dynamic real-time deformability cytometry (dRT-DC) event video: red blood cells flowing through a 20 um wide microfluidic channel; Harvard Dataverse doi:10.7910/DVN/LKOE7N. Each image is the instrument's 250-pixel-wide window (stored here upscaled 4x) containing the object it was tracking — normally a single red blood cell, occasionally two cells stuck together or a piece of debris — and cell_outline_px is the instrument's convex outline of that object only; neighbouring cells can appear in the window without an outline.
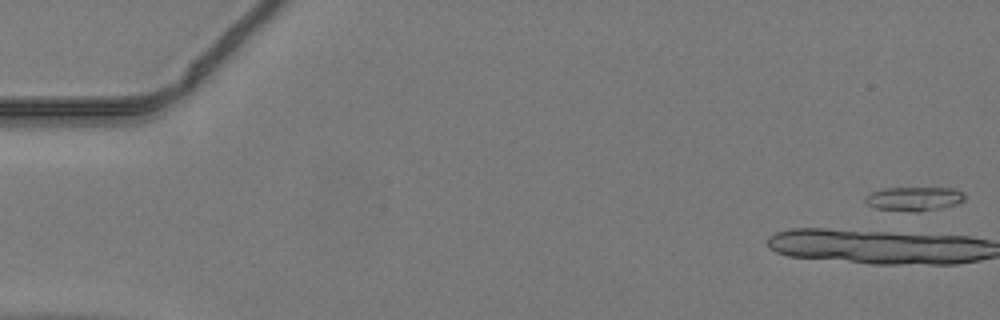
{"species": "common noctule bat (a hibernating species)", "species_latin": "Nyctalus noctula", "temperature_condition": "warm", "stored_images_in_passage": 10, "camera_frame_rate_fps": 3000, "um_per_image_px": 0.085, "animal": {"sex": "male", "body_mass_g": 19.2, "forearm_length_mm": 51.8}, "frame": {"image": 1, "passage_image": 1, "time_ms": 0.0, "image_size_px": [1000, 320], "cell_outline_px": [[964, 200], [956, 204], [940, 208], [920, 212], [912, 212], [876, 208], [868, 204], [864, 200], [872, 192], [884, 188], [956, 188], [964, 192]], "centroid_in_image_um": [77.74, 16.89], "position_along_channel_um": 7.3, "area_um2": 13.87}}